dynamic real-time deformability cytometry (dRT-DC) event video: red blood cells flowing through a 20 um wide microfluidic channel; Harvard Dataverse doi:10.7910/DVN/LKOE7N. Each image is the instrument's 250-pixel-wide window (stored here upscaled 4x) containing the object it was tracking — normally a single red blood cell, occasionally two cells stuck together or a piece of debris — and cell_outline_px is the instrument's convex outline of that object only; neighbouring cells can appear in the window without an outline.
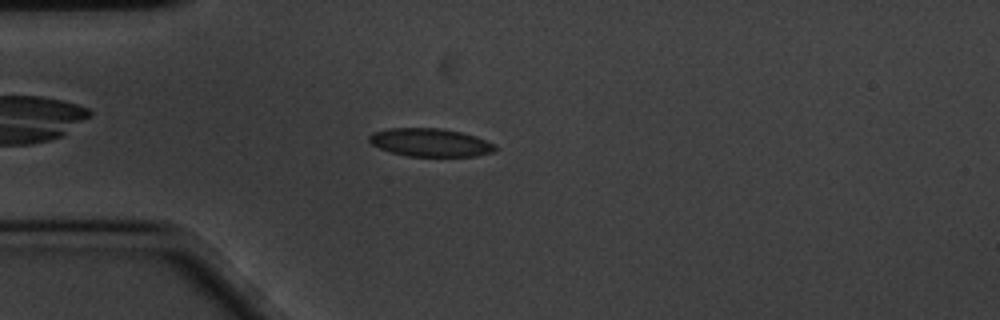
{"species": "common noctule bat (a hibernating species)", "species_latin": "Nyctalus noctula", "temperature_condition": "cold", "stored_images_in_passage": 45, "camera_frame_rate_fps": 3000, "um_per_image_px": 0.085, "animal": {"sex": "male", "body_mass_g": 20.1, "forearm_length_mm": 53.5}, "frame": {"image": 1, "passage_image": 9, "time_ms": 2.667, "image_size_px": [1000, 320], "cell_outline_px": [[500, 148], [492, 152], [476, 156], [408, 156], [392, 152], [380, 148], [372, 144], [368, 140], [368, 136], [372, 132], [388, 128], [440, 128], [460, 132], [476, 136], [496, 144]], "centroid_in_image_um": [36.6, 12.11], "position_along_channel_um": 48.4, "area_um2": 20.75}}
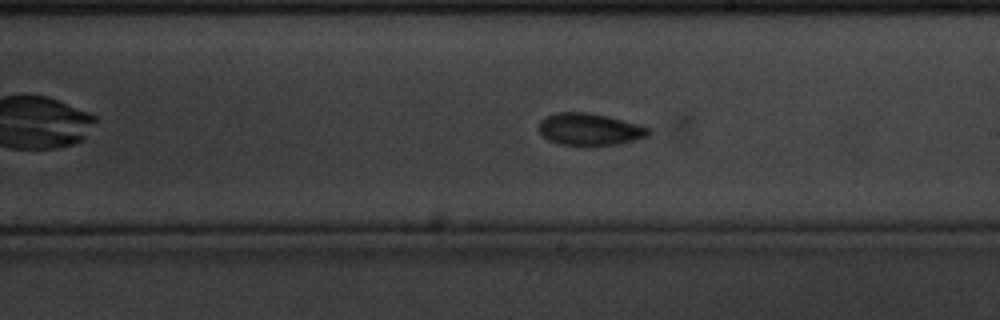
{"frame": {"image": 2, "passage_image": 27, "time_ms": 8.667, "image_size_px": [1000, 320], "cell_outline_px": [[652, 132], [648, 136], [620, 144], [556, 144], [548, 140], [540, 132], [540, 120], [556, 112], [588, 112], [608, 116], [640, 124], [652, 128]], "centroid_in_image_um": [50.17, 10.97], "position_along_channel_um": 238.8, "area_um2": 20.4}}
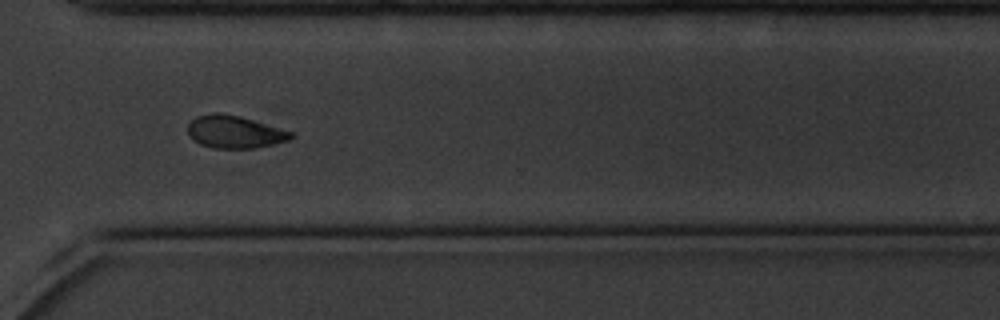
{"frame": {"image": 3, "passage_image": 37, "time_ms": 12.0, "image_size_px": [1000, 320], "cell_outline_px": [[296, 136], [288, 140], [272, 144], [252, 148], [212, 148], [200, 144], [192, 140], [188, 136], [188, 124], [196, 116], [212, 112], [216, 112], [236, 116], [252, 120], [296, 132]], "centroid_in_image_um": [19.93, 11.21], "position_along_channel_um": 350.7, "area_um2": 19.59}, "authors_computed_cell_mechanics": {"area_um2": 20.4034, "velocity_mm_per_s": 3.3622, "shape_relaxation_time_tau1_ms": 2.4343, "shape_relaxation_time_tau2_ms": 3.4935, "deformation_change_tau1": 0.0817, "deformation_change_tau2": 0.0607}}